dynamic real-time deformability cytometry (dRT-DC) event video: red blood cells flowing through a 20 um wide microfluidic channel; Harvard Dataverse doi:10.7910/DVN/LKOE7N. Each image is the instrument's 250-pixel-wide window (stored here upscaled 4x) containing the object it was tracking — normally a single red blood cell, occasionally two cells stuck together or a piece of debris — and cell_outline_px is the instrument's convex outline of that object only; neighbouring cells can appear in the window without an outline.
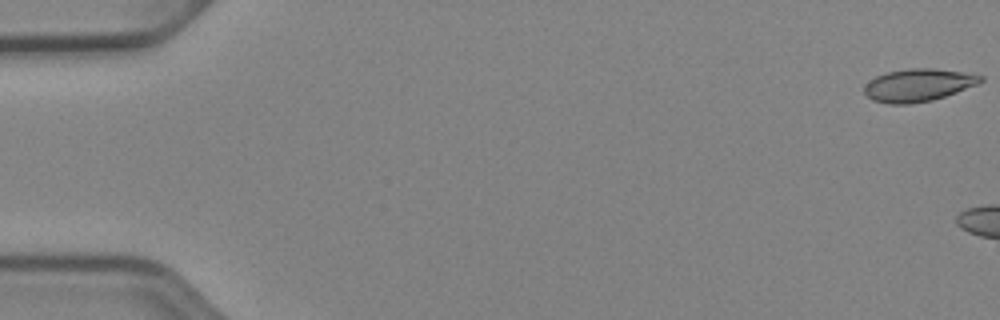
{"species": "Egyptian fruit bat (a non-hibernating species)", "species_latin": "Rousettus aegyptiacus", "temperature_condition": "cold", "stored_images_in_passage": 6, "camera_frame_rate_fps": 3000, "um_per_image_px": 0.085, "animal": {"sex": "female"}, "frame": {"image": 1, "passage_image": 1, "time_ms": 0.0, "image_size_px": [1000, 320], "cell_outline_px": [[984, 80], [976, 84], [956, 92], [932, 100], [908, 104], [888, 104], [872, 100], [864, 92], [864, 88], [876, 76], [888, 72], [908, 68], [932, 68], [960, 72], [984, 76]], "centroid_in_image_um": [78.04, 7.24], "position_along_channel_um": 7.0, "area_um2": 21.73}}